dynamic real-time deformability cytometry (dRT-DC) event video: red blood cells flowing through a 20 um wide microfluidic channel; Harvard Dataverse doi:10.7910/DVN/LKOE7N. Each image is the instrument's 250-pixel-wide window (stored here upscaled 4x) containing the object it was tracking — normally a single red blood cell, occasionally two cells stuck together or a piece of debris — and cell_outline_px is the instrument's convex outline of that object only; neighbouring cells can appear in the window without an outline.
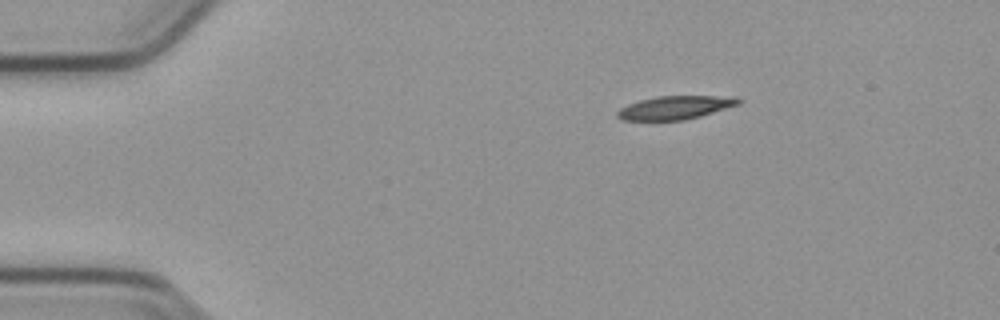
{"species": "common noctule bat (a hibernating species)", "species_latin": "Nyctalus noctula", "temperature_condition": "cold", "stored_images_in_passage": 46, "camera_frame_rate_fps": 3000, "um_per_image_px": 0.085, "animal": {"sex": "male", "body_mass_g": 23.1, "forearm_length_mm": 52.7}, "frame": {"image": 1, "passage_image": 1, "time_ms": 0.0, "image_size_px": [1000, 320], "cell_outline_px": [[744, 100], [740, 104], [700, 116], [684, 120], [624, 120], [616, 116], [616, 112], [620, 108], [628, 104], [640, 100], [656, 96], [736, 96]], "centroid_in_image_um": [57.43, 9.13], "position_along_channel_um": 27.6, "area_um2": 16.59}}
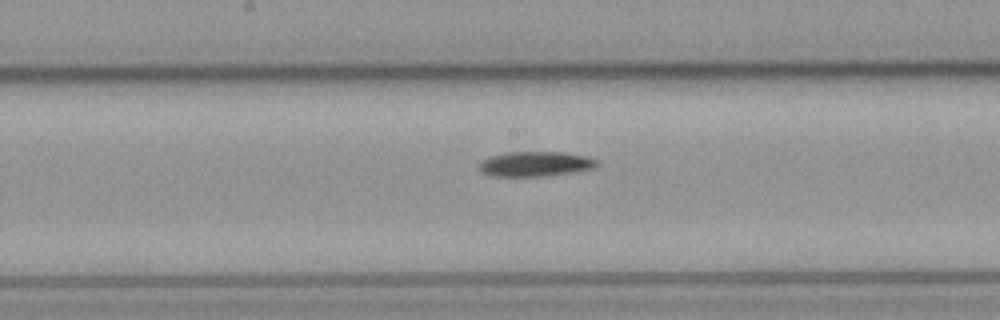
{"frame": {"image": 2, "passage_image": 20, "time_ms": 6.333, "image_size_px": [1000, 320], "cell_outline_px": [[596, 164], [592, 168], [572, 172], [544, 176], [492, 176], [480, 172], [480, 160], [488, 156], [512, 152], [564, 152], [588, 156], [596, 160]], "centroid_in_image_um": [45.45, 13.93], "position_along_channel_um": 202.7, "area_um2": 16.99}}
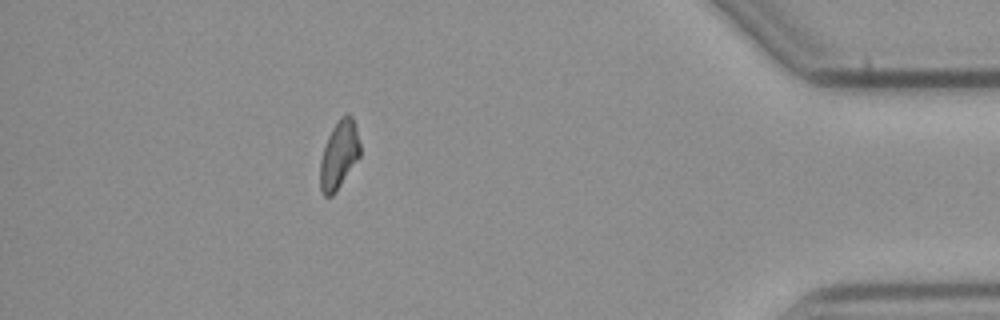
{"frame": {"image": 3, "passage_image": 40, "time_ms": 13.0, "image_size_px": [1000, 320], "cell_outline_px": [[360, 156], [336, 192], [332, 196], [324, 196], [320, 188], [320, 160], [328, 136], [332, 128], [340, 116], [344, 112], [348, 112], [352, 116], [360, 144]], "centroid_in_image_um": [28.81, 13.14], "position_along_channel_um": 406.4, "area_um2": 15.9}, "authors_computed_cell_mechanics": {"area_um2": 16.7042, "velocity_mm_per_s": 3.806, "shape_relaxation_time_tau1_ms": 6.571, "shape_relaxation_time_tau2_ms": null, "deformation_change_tau1": 0.1764, "deformation_change_tau2": null}}